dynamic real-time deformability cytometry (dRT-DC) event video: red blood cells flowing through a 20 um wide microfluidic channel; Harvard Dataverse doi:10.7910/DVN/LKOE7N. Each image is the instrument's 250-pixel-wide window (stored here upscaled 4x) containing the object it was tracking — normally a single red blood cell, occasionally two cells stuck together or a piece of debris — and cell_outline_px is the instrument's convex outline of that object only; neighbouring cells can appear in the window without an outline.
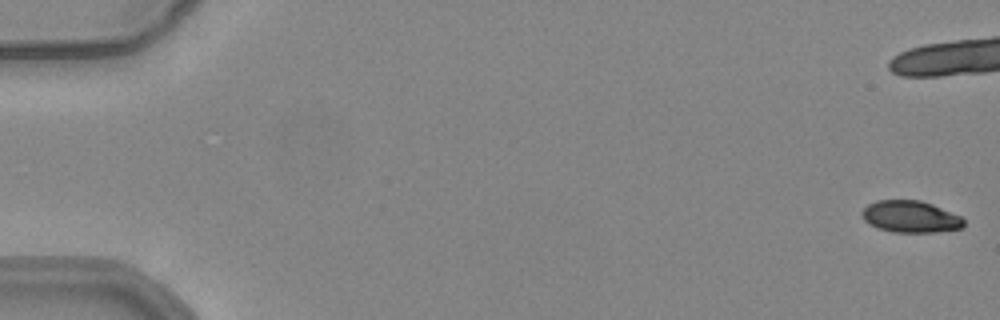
{"species": "common noctule bat (a hibernating species)", "species_latin": "Nyctalus noctula", "temperature_condition": "warm", "stored_images_in_passage": 55, "camera_frame_rate_fps": 3000, "um_per_image_px": 0.085, "animal": {"sex": "female", "body_mass_g": 24.6, "forearm_length_mm": 56.2}, "frame": {"image": 1, "passage_image": 1, "time_ms": 0.0, "image_size_px": [1000, 320], "cell_outline_px": [[964, 228], [936, 232], [892, 232], [880, 228], [864, 220], [860, 212], [868, 204], [876, 200], [920, 200], [932, 204], [960, 216], [964, 220]], "centroid_in_image_um": [77.4, 18.41], "position_along_channel_um": 7.6, "area_um2": 18.79}, "authors_computed_cell_mechanics": {"area_um2": 21.5594, "velocity_mm_per_s": 3.8925, "shape_relaxation_time_tau1_ms": 6.0698, "shape_relaxation_time_tau2_ms": 1.8374, "deformation_change_tau1": 0.1718, "deformation_change_tau2": 0.051}}